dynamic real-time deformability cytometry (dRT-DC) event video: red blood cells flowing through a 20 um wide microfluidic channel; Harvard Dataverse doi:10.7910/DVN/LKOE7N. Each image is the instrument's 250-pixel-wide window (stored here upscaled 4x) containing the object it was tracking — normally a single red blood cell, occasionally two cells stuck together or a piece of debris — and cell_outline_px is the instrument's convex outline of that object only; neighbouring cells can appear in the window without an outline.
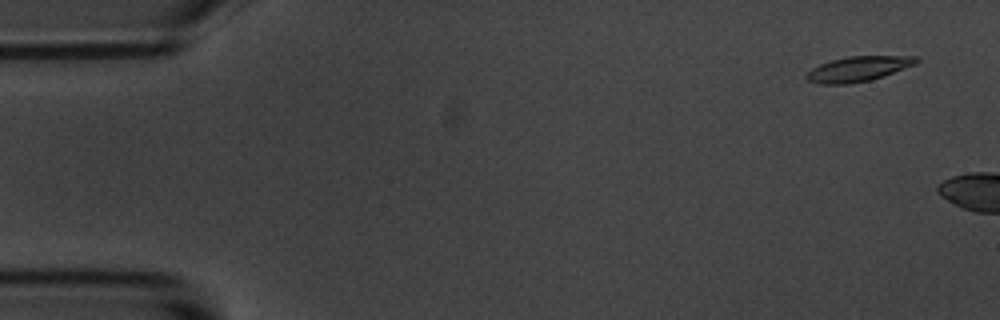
{"species": "common noctule bat (a hibernating species)", "species_latin": "Nyctalus noctula", "temperature_condition": "room temperature", "stored_images_in_passage": 2, "camera_frame_rate_fps": 3000, "um_per_image_px": 0.085, "animal": {"sex": "male", "body_mass_g": 20.1, "forearm_length_mm": 53.5}, "frame": {"image": 1, "passage_image": 1, "time_ms": 0.0, "image_size_px": [1000, 320], "cell_outline_px": [[920, 60], [916, 64], [872, 80], [848, 84], [820, 84], [808, 80], [804, 76], [812, 68], [820, 64], [832, 60], [848, 56], [916, 56]], "centroid_in_image_um": [72.95, 5.86], "position_along_channel_um": 12.0, "area_um2": 16.01}}